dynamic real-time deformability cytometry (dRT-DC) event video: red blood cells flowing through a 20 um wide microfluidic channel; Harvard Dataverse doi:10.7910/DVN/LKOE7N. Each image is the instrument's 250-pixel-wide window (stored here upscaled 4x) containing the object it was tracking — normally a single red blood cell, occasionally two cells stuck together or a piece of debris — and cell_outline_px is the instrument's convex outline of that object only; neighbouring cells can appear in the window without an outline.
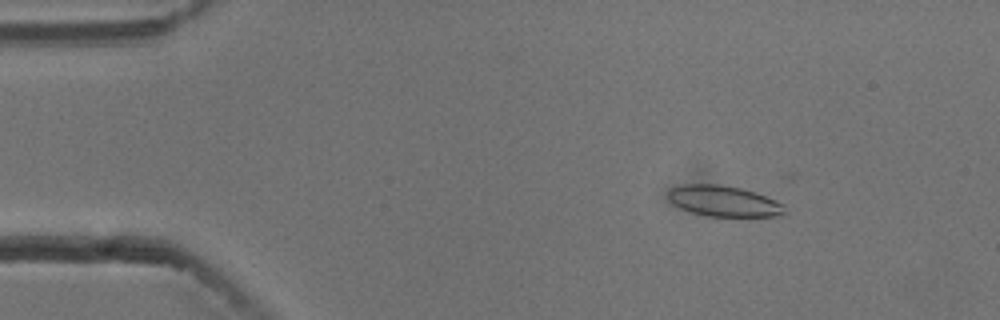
{"species": "common noctule bat (a hibernating species)", "species_latin": "Nyctalus noctula", "temperature_condition": "cold", "stored_images_in_passage": 55, "camera_frame_rate_fps": 3000, "um_per_image_px": 0.085, "animal": {"sex": "male", "body_mass_g": 13.3}, "frame": {"image": 1, "passage_image": 8, "time_ms": 2.333, "image_size_px": [1000, 320], "cell_outline_px": [[788, 212], [780, 216], [708, 216], [692, 212], [680, 208], [668, 196], [668, 192], [672, 188], [684, 184], [716, 184], [740, 188], [756, 192], [784, 204]], "centroid_in_image_um": [61.58, 17.1], "position_along_channel_um": 23.4, "area_um2": 20.75}}
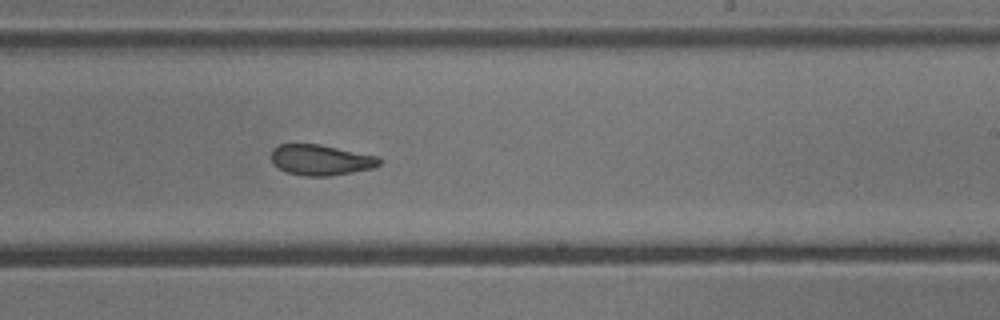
{"frame": {"image": 2, "passage_image": 33, "time_ms": 10.667, "image_size_px": [1000, 320], "cell_outline_px": [[384, 160], [380, 164], [372, 168], [352, 172], [328, 176], [304, 176], [288, 172], [272, 164], [272, 148], [280, 144], [320, 144], [376, 156]], "centroid_in_image_um": [27.26, 13.59], "position_along_channel_um": 261.7, "area_um2": 19.19}}
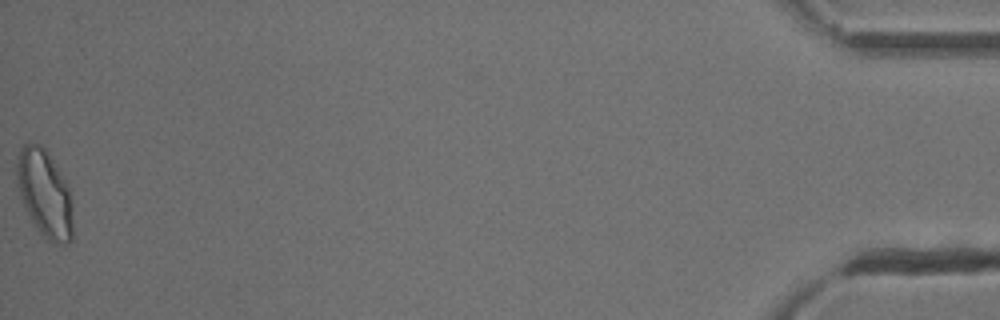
{"frame": {"image": 3, "passage_image": 55, "time_ms": 18.0, "image_size_px": [1000, 320], "cell_outline_px": [[72, 240], [68, 244], [52, 244], [32, 224], [24, 208], [16, 184], [16, 156], [20, 148], [28, 140], [40, 144], [48, 152], [56, 164], [68, 188], [72, 204]], "centroid_in_image_um": [3.76, 16.43], "position_along_channel_um": 431.4, "area_um2": 29.19}, "authors_computed_cell_mechanics": {"area_um2": 20.9236, "velocity_mm_per_s": 3.7427, "shape_relaxation_time_tau1_ms": null, "shape_relaxation_time_tau2_ms": 2.3601, "deformation_change_tau1": null, "deformation_change_tau2": 0.0953}}